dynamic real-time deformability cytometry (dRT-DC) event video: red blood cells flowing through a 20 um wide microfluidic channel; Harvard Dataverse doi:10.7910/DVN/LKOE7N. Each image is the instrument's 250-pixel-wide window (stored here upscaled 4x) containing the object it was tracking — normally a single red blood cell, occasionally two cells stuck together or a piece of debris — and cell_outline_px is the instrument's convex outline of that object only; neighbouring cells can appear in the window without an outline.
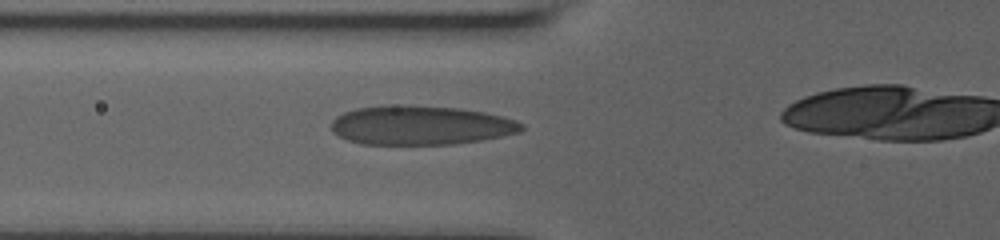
{"species": "human", "species_latin": "Homo sapiens", "temperature_condition": "room temperature", "stored_images_in_passage": 40, "camera_frame_rate_fps": 3000, "um_per_image_px": 0.085, "donor": {"sex": "male"}, "frame": {"image": 1, "passage_image": 13, "time_ms": 4.0, "image_size_px": [1000, 240], "cell_outline_px": [[524, 128], [520, 132], [480, 140], [452, 144], [360, 144], [348, 140], [332, 132], [332, 120], [336, 116], [344, 112], [356, 108], [460, 108], [484, 112], [516, 120], [524, 124]], "centroid_in_image_um": [35.79, 10.7], "position_along_channel_um": 90.0, "area_um2": 41.91}}
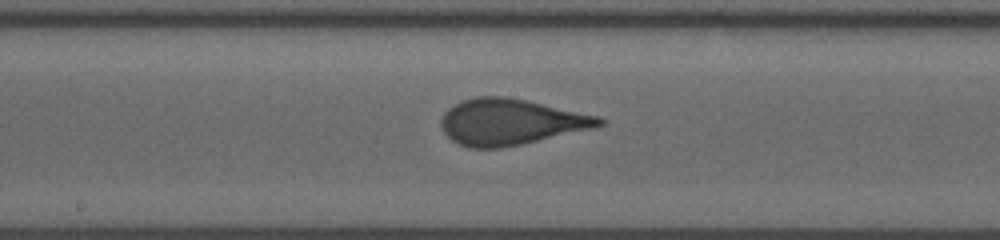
{"frame": {"image": 2, "passage_image": 22, "time_ms": 7.0, "image_size_px": [1000, 240], "cell_outline_px": [[604, 124], [596, 128], [520, 144], [500, 148], [468, 148], [452, 140], [444, 132], [440, 124], [440, 120], [444, 112], [448, 108], [464, 100], [476, 96], [508, 96], [600, 116], [604, 120]], "centroid_in_image_um": [43.41, 10.36], "position_along_channel_um": 204.8, "area_um2": 42.37}}
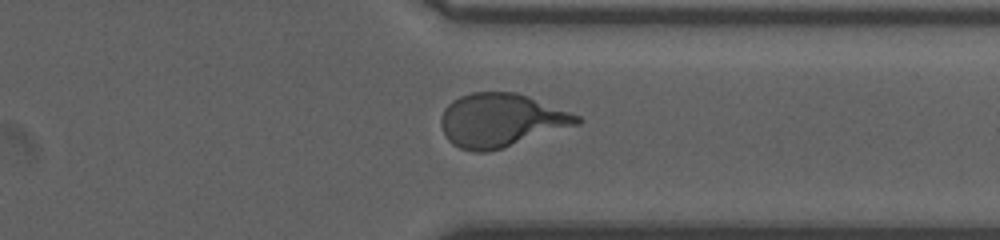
{"frame": {"image": 3, "passage_image": 35, "time_ms": 11.333, "image_size_px": [1000, 240], "cell_outline_px": [[580, 124], [488, 152], [472, 152], [460, 148], [452, 144], [448, 140], [440, 124], [440, 120], [444, 108], [452, 100], [460, 96], [472, 92], [516, 92], [528, 96], [580, 116]], "centroid_in_image_um": [42.55, 10.22], "position_along_channel_um": 368.9, "area_um2": 42.14}}